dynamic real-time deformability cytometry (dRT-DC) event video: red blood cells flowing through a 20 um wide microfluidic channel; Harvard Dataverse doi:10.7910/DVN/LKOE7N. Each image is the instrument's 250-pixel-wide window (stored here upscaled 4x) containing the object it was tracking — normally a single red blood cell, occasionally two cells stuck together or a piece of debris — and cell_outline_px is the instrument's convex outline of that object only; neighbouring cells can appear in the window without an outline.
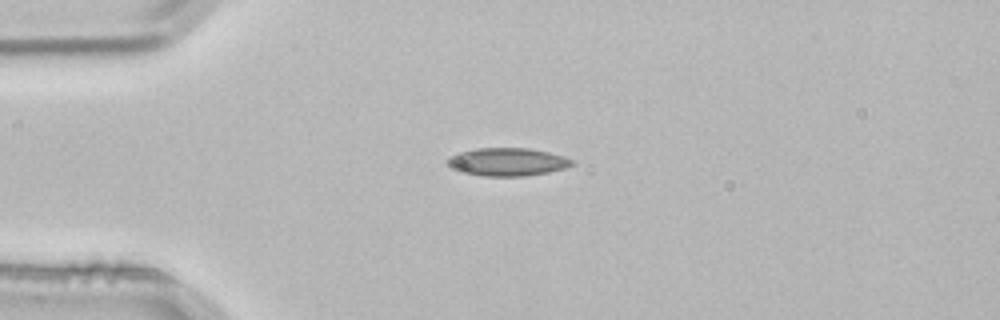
{"species": "common noctule bat (a hibernating species)", "species_latin": "Nyctalus noctula", "temperature_condition": "room temperature", "stored_images_in_passage": 1, "camera_frame_rate_fps": 3000, "um_per_image_px": 0.085, "animal": {"sex": "male", "body_mass_g": 21.5, "forearm_length_mm": 52.0}, "frame": {"image": 1, "passage_image": 1, "time_ms": 0.0, "image_size_px": [1000, 320], "cell_outline_px": [[576, 164], [564, 168], [548, 172], [524, 176], [484, 176], [460, 172], [452, 168], [444, 160], [448, 156], [460, 152], [476, 148], [528, 148], [548, 152], [564, 156], [576, 160]], "centroid_in_image_um": [43.13, 13.76], "position_along_channel_um": 41.9, "area_um2": 20.52}}